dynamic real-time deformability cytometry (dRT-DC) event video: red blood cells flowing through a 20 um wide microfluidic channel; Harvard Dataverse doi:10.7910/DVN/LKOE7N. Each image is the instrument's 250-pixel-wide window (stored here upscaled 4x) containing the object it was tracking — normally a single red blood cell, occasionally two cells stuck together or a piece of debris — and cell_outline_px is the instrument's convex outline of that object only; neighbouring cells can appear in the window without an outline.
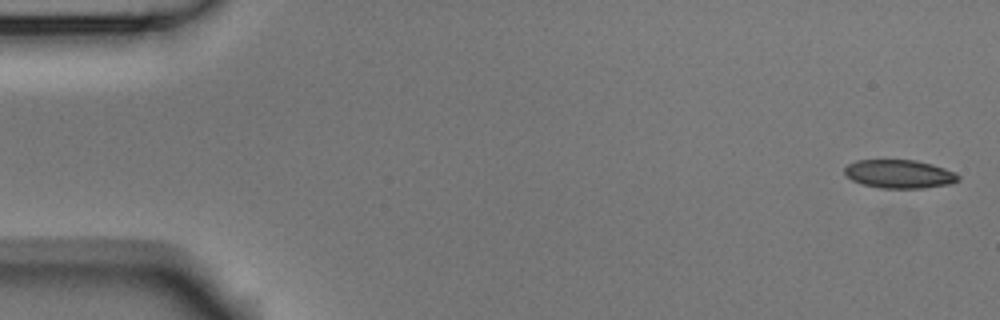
{"species": "Egyptian fruit bat (a non-hibernating species)", "species_latin": "Rousettus aegyptiacus", "temperature_condition": "room temperature", "stored_images_in_passage": 6, "segment_of_instrument_passage": [1, 2], "camera_frame_rate_fps": 3000, "um_per_image_px": 0.085, "animal": {"sex": "male"}, "frame": {"image": 1, "passage_image": 1, "time_ms": 0.0, "image_size_px": [1000, 320], "cell_outline_px": [[960, 180], [948, 184], [924, 188], [880, 188], [864, 184], [852, 180], [844, 172], [844, 168], [848, 164], [856, 160], [916, 160], [932, 164], [944, 168], [960, 176]], "centroid_in_image_um": [76.44, 14.78], "position_along_channel_um": 8.6, "area_um2": 18.73}}
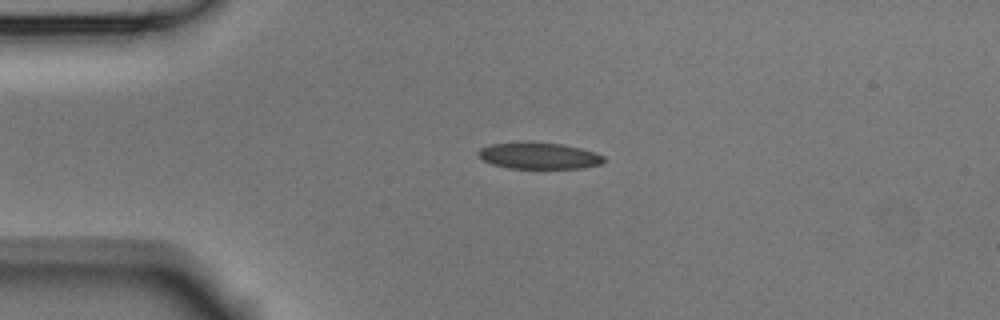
{"frame": {"image": 2, "passage_image": 4, "time_ms": 1.0, "image_size_px": [1000, 320], "cell_outline_px": [[604, 160], [600, 164], [584, 168], [508, 168], [492, 164], [484, 160], [476, 152], [480, 148], [488, 144], [528, 140], [564, 144], [596, 152], [604, 156]], "centroid_in_image_um": [45.78, 13.21], "position_along_channel_um": 39.2, "area_um2": 19.83}}